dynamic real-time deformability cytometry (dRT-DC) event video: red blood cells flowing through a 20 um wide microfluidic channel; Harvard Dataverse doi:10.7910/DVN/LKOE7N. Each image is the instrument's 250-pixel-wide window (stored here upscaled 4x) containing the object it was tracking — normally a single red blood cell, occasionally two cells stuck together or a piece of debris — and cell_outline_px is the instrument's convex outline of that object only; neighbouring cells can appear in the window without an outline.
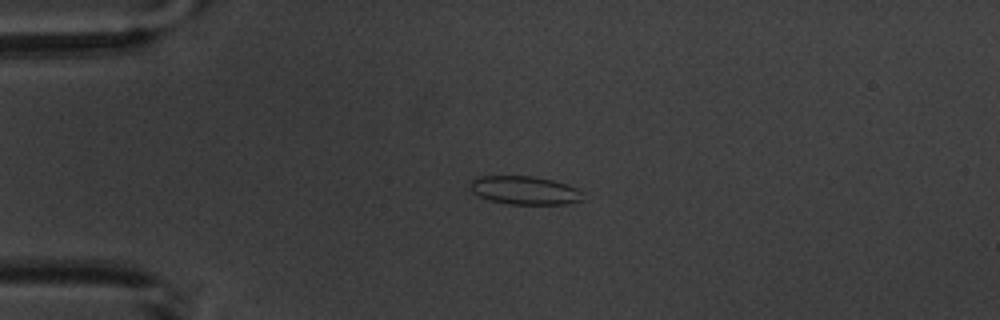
{"species": "common noctule bat (a hibernating species)", "species_latin": "Nyctalus noctula", "temperature_condition": "warm", "stored_images_in_passage": 4, "camera_frame_rate_fps": 3000, "um_per_image_px": 0.085, "animal": {"sex": "male", "body_mass_g": 20.1, "forearm_length_mm": 53.5}, "frame": {"image": 1, "passage_image": 3, "time_ms": 3.333, "image_size_px": [1000, 320], "cell_outline_px": [[584, 200], [568, 204], [508, 204], [488, 200], [472, 192], [472, 180], [480, 176], [532, 176], [552, 180], [576, 188], [584, 192]], "centroid_in_image_um": [44.65, 16.19], "position_along_channel_um": 40.3, "area_um2": 18.61}}